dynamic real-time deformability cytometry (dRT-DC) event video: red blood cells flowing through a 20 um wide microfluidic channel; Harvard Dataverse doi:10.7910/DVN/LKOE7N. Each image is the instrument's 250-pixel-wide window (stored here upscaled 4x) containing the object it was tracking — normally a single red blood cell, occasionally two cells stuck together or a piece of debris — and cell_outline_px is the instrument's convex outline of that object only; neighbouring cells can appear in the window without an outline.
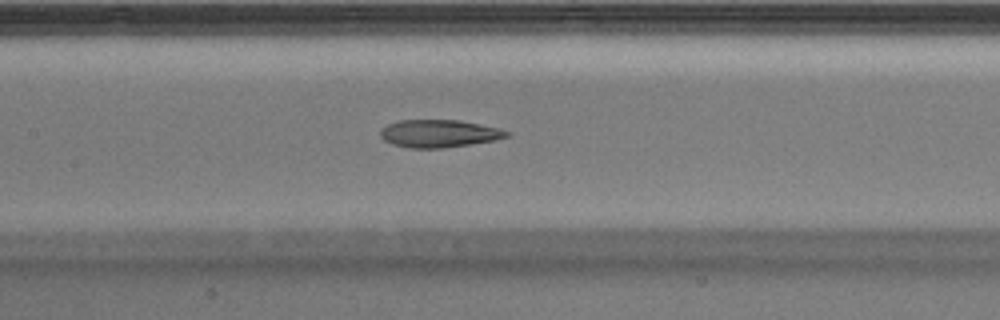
{"species": "Egyptian fruit bat (a non-hibernating species)", "species_latin": "Rousettus aegyptiacus", "temperature_condition": "warm", "stored_images_in_passage": 42, "camera_frame_rate_fps": 3000, "um_per_image_px": 0.085, "animal": {"sex": "male"}, "frame": {"image": 1, "passage_image": 19, "time_ms": 6.0, "image_size_px": [1000, 320], "cell_outline_px": [[512, 132], [508, 136], [492, 140], [444, 148], [408, 148], [392, 144], [384, 140], [380, 136], [380, 128], [388, 124], [400, 120], [460, 120], [500, 128]], "centroid_in_image_um": [37.29, 11.34], "position_along_channel_um": 170.1, "area_um2": 20.35}}